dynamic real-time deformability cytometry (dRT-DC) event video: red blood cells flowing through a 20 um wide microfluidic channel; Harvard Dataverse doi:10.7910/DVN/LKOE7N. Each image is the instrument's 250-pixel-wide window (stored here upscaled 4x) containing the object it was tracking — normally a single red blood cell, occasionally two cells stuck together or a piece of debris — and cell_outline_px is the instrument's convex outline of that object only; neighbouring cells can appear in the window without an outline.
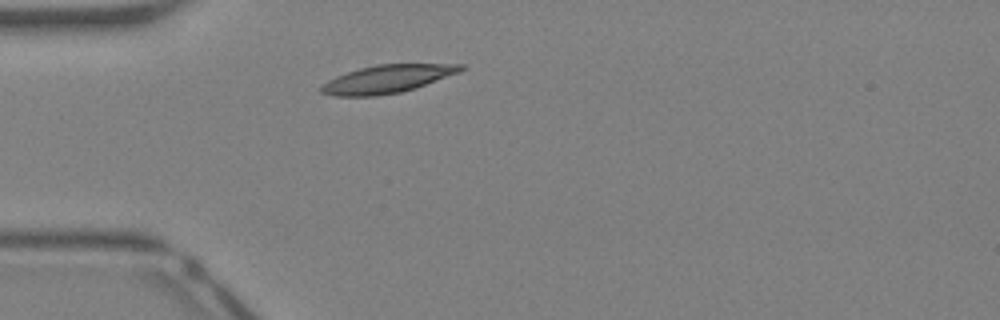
{"species": "Egyptian fruit bat (a non-hibernating species)", "species_latin": "Rousettus aegyptiacus", "temperature_condition": "warm", "stored_images_in_passage": 31, "camera_frame_rate_fps": 3000, "um_per_image_px": 0.085, "animal": {"sex": "female"}, "frame": {"image": 1, "passage_image": 1, "time_ms": 0.0, "image_size_px": [1000, 320], "cell_outline_px": [[468, 68], [460, 72], [400, 92], [376, 96], [336, 96], [320, 92], [320, 88], [328, 80], [336, 76], [360, 68], [376, 64], [464, 64]], "centroid_in_image_um": [32.92, 6.7], "position_along_channel_um": 52.1, "area_um2": 22.43}}
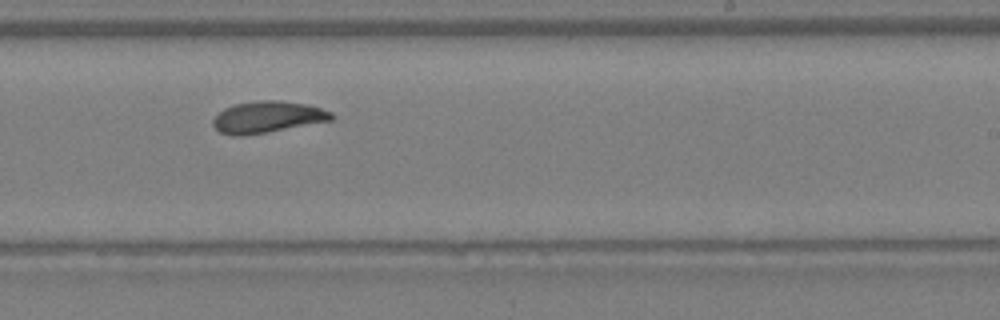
{"frame": {"image": 2, "passage_image": 15, "time_ms": 4.667, "image_size_px": [1000, 320], "cell_outline_px": [[336, 116], [332, 120], [268, 132], [244, 136], [232, 136], [220, 132], [212, 124], [212, 120], [224, 108], [232, 104], [260, 100], [280, 100], [308, 104], [332, 112]], "centroid_in_image_um": [22.74, 9.94], "position_along_channel_um": 266.3, "area_um2": 21.96}}
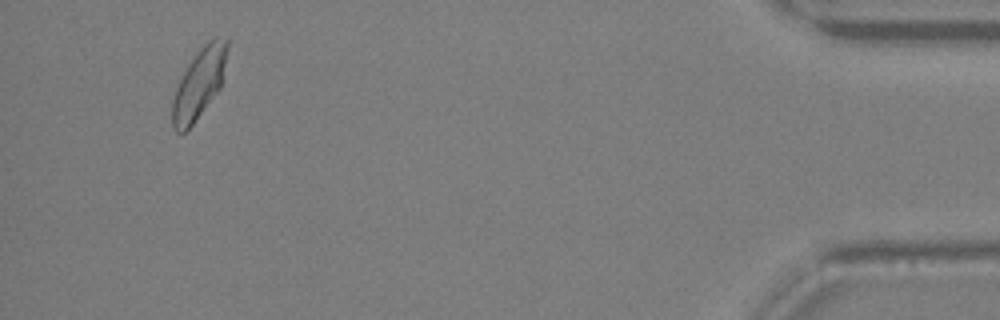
{"frame": {"image": 3, "passage_image": 29, "time_ms": 9.333, "image_size_px": [1000, 320], "cell_outline_px": [[228, 48], [220, 88], [192, 124], [184, 132], [176, 132], [172, 128], [172, 100], [176, 88], [188, 64], [200, 48], [208, 40], [216, 36], [228, 36]], "centroid_in_image_um": [16.93, 7.05], "position_along_channel_um": 418.3, "area_um2": 22.14}, "authors_computed_cell_mechanics": {"area_um2": 21.964, "velocity_mm_per_s": 4.84, "shape_relaxation_time_tau1_ms": 8.586, "shape_relaxation_time_tau2_ms": 2.6616, "deformation_change_tau1": 0.222, "deformation_change_tau2": 0.0814}}